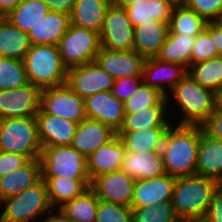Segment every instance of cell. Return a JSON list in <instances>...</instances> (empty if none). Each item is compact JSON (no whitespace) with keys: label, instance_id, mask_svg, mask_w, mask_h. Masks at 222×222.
I'll use <instances>...</instances> for the list:
<instances>
[{"label":"cell","instance_id":"6da1fadb","mask_svg":"<svg viewBox=\"0 0 222 222\" xmlns=\"http://www.w3.org/2000/svg\"><path fill=\"white\" fill-rule=\"evenodd\" d=\"M173 124L167 128L161 147L165 172L175 178L194 175L200 125Z\"/></svg>","mask_w":222,"mask_h":222},{"label":"cell","instance_id":"7a4b0ae2","mask_svg":"<svg viewBox=\"0 0 222 222\" xmlns=\"http://www.w3.org/2000/svg\"><path fill=\"white\" fill-rule=\"evenodd\" d=\"M220 183L198 174L176 178L172 205L181 222H202Z\"/></svg>","mask_w":222,"mask_h":222},{"label":"cell","instance_id":"3957f363","mask_svg":"<svg viewBox=\"0 0 222 222\" xmlns=\"http://www.w3.org/2000/svg\"><path fill=\"white\" fill-rule=\"evenodd\" d=\"M22 61L28 82L39 90L66 83L68 69L57 45L32 44Z\"/></svg>","mask_w":222,"mask_h":222},{"label":"cell","instance_id":"277c9868","mask_svg":"<svg viewBox=\"0 0 222 222\" xmlns=\"http://www.w3.org/2000/svg\"><path fill=\"white\" fill-rule=\"evenodd\" d=\"M169 98L176 101L184 114L178 124L201 125L216 109L217 94L202 87L188 73L168 93V101Z\"/></svg>","mask_w":222,"mask_h":222},{"label":"cell","instance_id":"5b68a950","mask_svg":"<svg viewBox=\"0 0 222 222\" xmlns=\"http://www.w3.org/2000/svg\"><path fill=\"white\" fill-rule=\"evenodd\" d=\"M0 151L40 159L42 146L35 117L0 119Z\"/></svg>","mask_w":222,"mask_h":222},{"label":"cell","instance_id":"8992f818","mask_svg":"<svg viewBox=\"0 0 222 222\" xmlns=\"http://www.w3.org/2000/svg\"><path fill=\"white\" fill-rule=\"evenodd\" d=\"M0 222H34L53 208L43 179L18 195L0 201Z\"/></svg>","mask_w":222,"mask_h":222},{"label":"cell","instance_id":"52a82bcc","mask_svg":"<svg viewBox=\"0 0 222 222\" xmlns=\"http://www.w3.org/2000/svg\"><path fill=\"white\" fill-rule=\"evenodd\" d=\"M40 161L42 177L90 180L87 158L71 146L42 147Z\"/></svg>","mask_w":222,"mask_h":222},{"label":"cell","instance_id":"ba28073f","mask_svg":"<svg viewBox=\"0 0 222 222\" xmlns=\"http://www.w3.org/2000/svg\"><path fill=\"white\" fill-rule=\"evenodd\" d=\"M57 47L67 69L90 63L101 49L100 33L70 24Z\"/></svg>","mask_w":222,"mask_h":222},{"label":"cell","instance_id":"9c48e42d","mask_svg":"<svg viewBox=\"0 0 222 222\" xmlns=\"http://www.w3.org/2000/svg\"><path fill=\"white\" fill-rule=\"evenodd\" d=\"M101 48L112 51L133 50L134 26L125 8L115 1L107 8L100 31Z\"/></svg>","mask_w":222,"mask_h":222},{"label":"cell","instance_id":"30bf717a","mask_svg":"<svg viewBox=\"0 0 222 222\" xmlns=\"http://www.w3.org/2000/svg\"><path fill=\"white\" fill-rule=\"evenodd\" d=\"M39 107L46 113L81 123L86 117L84 99L66 83L40 90Z\"/></svg>","mask_w":222,"mask_h":222},{"label":"cell","instance_id":"8fae6325","mask_svg":"<svg viewBox=\"0 0 222 222\" xmlns=\"http://www.w3.org/2000/svg\"><path fill=\"white\" fill-rule=\"evenodd\" d=\"M115 79L93 61L68 68L66 84L81 98L95 93L111 91Z\"/></svg>","mask_w":222,"mask_h":222},{"label":"cell","instance_id":"7c38bea8","mask_svg":"<svg viewBox=\"0 0 222 222\" xmlns=\"http://www.w3.org/2000/svg\"><path fill=\"white\" fill-rule=\"evenodd\" d=\"M40 90L30 82L10 90H0V119L35 117L39 110Z\"/></svg>","mask_w":222,"mask_h":222},{"label":"cell","instance_id":"4fadbf2b","mask_svg":"<svg viewBox=\"0 0 222 222\" xmlns=\"http://www.w3.org/2000/svg\"><path fill=\"white\" fill-rule=\"evenodd\" d=\"M135 180L122 171L94 177L90 189L103 201L131 207Z\"/></svg>","mask_w":222,"mask_h":222},{"label":"cell","instance_id":"5bb4252c","mask_svg":"<svg viewBox=\"0 0 222 222\" xmlns=\"http://www.w3.org/2000/svg\"><path fill=\"white\" fill-rule=\"evenodd\" d=\"M145 58L134 50L112 51L101 48L95 62L114 79L142 76Z\"/></svg>","mask_w":222,"mask_h":222},{"label":"cell","instance_id":"9a60e30c","mask_svg":"<svg viewBox=\"0 0 222 222\" xmlns=\"http://www.w3.org/2000/svg\"><path fill=\"white\" fill-rule=\"evenodd\" d=\"M86 117L97 120L117 132L123 122L124 103L114 97L111 91L95 93L84 99Z\"/></svg>","mask_w":222,"mask_h":222},{"label":"cell","instance_id":"2e32d148","mask_svg":"<svg viewBox=\"0 0 222 222\" xmlns=\"http://www.w3.org/2000/svg\"><path fill=\"white\" fill-rule=\"evenodd\" d=\"M35 118L42 147L71 145L78 126L77 123L46 114L40 107Z\"/></svg>","mask_w":222,"mask_h":222},{"label":"cell","instance_id":"e0dca14e","mask_svg":"<svg viewBox=\"0 0 222 222\" xmlns=\"http://www.w3.org/2000/svg\"><path fill=\"white\" fill-rule=\"evenodd\" d=\"M176 178L165 173L157 177L136 180L131 207H146L172 201Z\"/></svg>","mask_w":222,"mask_h":222},{"label":"cell","instance_id":"ac0fdd59","mask_svg":"<svg viewBox=\"0 0 222 222\" xmlns=\"http://www.w3.org/2000/svg\"><path fill=\"white\" fill-rule=\"evenodd\" d=\"M186 74L187 69L182 65L150 57L145 58L142 77L146 85L156 88L167 97V90L171 91Z\"/></svg>","mask_w":222,"mask_h":222},{"label":"cell","instance_id":"d6986e66","mask_svg":"<svg viewBox=\"0 0 222 222\" xmlns=\"http://www.w3.org/2000/svg\"><path fill=\"white\" fill-rule=\"evenodd\" d=\"M115 136L116 132L111 127L97 120L85 118L78 124L70 146L88 158Z\"/></svg>","mask_w":222,"mask_h":222},{"label":"cell","instance_id":"ffe728a7","mask_svg":"<svg viewBox=\"0 0 222 222\" xmlns=\"http://www.w3.org/2000/svg\"><path fill=\"white\" fill-rule=\"evenodd\" d=\"M125 152V146L118 135L100 146L87 158L90 180L106 173L119 171Z\"/></svg>","mask_w":222,"mask_h":222},{"label":"cell","instance_id":"44dd1931","mask_svg":"<svg viewBox=\"0 0 222 222\" xmlns=\"http://www.w3.org/2000/svg\"><path fill=\"white\" fill-rule=\"evenodd\" d=\"M120 171L135 181L157 177L166 173L161 151L125 152Z\"/></svg>","mask_w":222,"mask_h":222},{"label":"cell","instance_id":"7402d4cb","mask_svg":"<svg viewBox=\"0 0 222 222\" xmlns=\"http://www.w3.org/2000/svg\"><path fill=\"white\" fill-rule=\"evenodd\" d=\"M196 174L222 183V140L207 135L201 125Z\"/></svg>","mask_w":222,"mask_h":222},{"label":"cell","instance_id":"603a6c76","mask_svg":"<svg viewBox=\"0 0 222 222\" xmlns=\"http://www.w3.org/2000/svg\"><path fill=\"white\" fill-rule=\"evenodd\" d=\"M169 23L152 19L134 27L133 50L144 58L156 57L165 43Z\"/></svg>","mask_w":222,"mask_h":222},{"label":"cell","instance_id":"cb8c5ba5","mask_svg":"<svg viewBox=\"0 0 222 222\" xmlns=\"http://www.w3.org/2000/svg\"><path fill=\"white\" fill-rule=\"evenodd\" d=\"M42 179L40 159H30L15 171L0 177V201L18 195Z\"/></svg>","mask_w":222,"mask_h":222},{"label":"cell","instance_id":"d4e9b609","mask_svg":"<svg viewBox=\"0 0 222 222\" xmlns=\"http://www.w3.org/2000/svg\"><path fill=\"white\" fill-rule=\"evenodd\" d=\"M167 97L158 104L142 109L138 113L125 114L122 125L117 132H137L149 128H168L172 123L167 117ZM167 114V115H166Z\"/></svg>","mask_w":222,"mask_h":222},{"label":"cell","instance_id":"484cf974","mask_svg":"<svg viewBox=\"0 0 222 222\" xmlns=\"http://www.w3.org/2000/svg\"><path fill=\"white\" fill-rule=\"evenodd\" d=\"M70 24V14L50 11L28 32L31 44L57 45Z\"/></svg>","mask_w":222,"mask_h":222},{"label":"cell","instance_id":"4316f807","mask_svg":"<svg viewBox=\"0 0 222 222\" xmlns=\"http://www.w3.org/2000/svg\"><path fill=\"white\" fill-rule=\"evenodd\" d=\"M114 0H76L70 12V23L100 33L107 8Z\"/></svg>","mask_w":222,"mask_h":222},{"label":"cell","instance_id":"83f0119b","mask_svg":"<svg viewBox=\"0 0 222 222\" xmlns=\"http://www.w3.org/2000/svg\"><path fill=\"white\" fill-rule=\"evenodd\" d=\"M31 45L27 33L18 29L7 18H0V57L22 60Z\"/></svg>","mask_w":222,"mask_h":222},{"label":"cell","instance_id":"f1b7e54d","mask_svg":"<svg viewBox=\"0 0 222 222\" xmlns=\"http://www.w3.org/2000/svg\"><path fill=\"white\" fill-rule=\"evenodd\" d=\"M195 40L196 36L175 34L169 30L165 43L156 58L164 62L182 65L188 69L191 65V54Z\"/></svg>","mask_w":222,"mask_h":222},{"label":"cell","instance_id":"f546056e","mask_svg":"<svg viewBox=\"0 0 222 222\" xmlns=\"http://www.w3.org/2000/svg\"><path fill=\"white\" fill-rule=\"evenodd\" d=\"M174 0H147L146 2L134 3V6H121L126 9L130 23L136 27L141 23L160 20L170 22Z\"/></svg>","mask_w":222,"mask_h":222},{"label":"cell","instance_id":"4dcf8cb0","mask_svg":"<svg viewBox=\"0 0 222 222\" xmlns=\"http://www.w3.org/2000/svg\"><path fill=\"white\" fill-rule=\"evenodd\" d=\"M47 186L48 198L53 208L82 195L90 188L91 180H71L66 177H42Z\"/></svg>","mask_w":222,"mask_h":222},{"label":"cell","instance_id":"1f68e13d","mask_svg":"<svg viewBox=\"0 0 222 222\" xmlns=\"http://www.w3.org/2000/svg\"><path fill=\"white\" fill-rule=\"evenodd\" d=\"M167 128H149L137 132H116L122 140L126 152L142 153L161 151Z\"/></svg>","mask_w":222,"mask_h":222},{"label":"cell","instance_id":"d6a6232c","mask_svg":"<svg viewBox=\"0 0 222 222\" xmlns=\"http://www.w3.org/2000/svg\"><path fill=\"white\" fill-rule=\"evenodd\" d=\"M49 12L50 9L43 0H22L6 18L28 34L30 29Z\"/></svg>","mask_w":222,"mask_h":222},{"label":"cell","instance_id":"836d02e7","mask_svg":"<svg viewBox=\"0 0 222 222\" xmlns=\"http://www.w3.org/2000/svg\"><path fill=\"white\" fill-rule=\"evenodd\" d=\"M207 21L188 8L184 3H176L169 22V30L175 34L197 36L206 27Z\"/></svg>","mask_w":222,"mask_h":222},{"label":"cell","instance_id":"e575fe53","mask_svg":"<svg viewBox=\"0 0 222 222\" xmlns=\"http://www.w3.org/2000/svg\"><path fill=\"white\" fill-rule=\"evenodd\" d=\"M99 198L89 188L82 195L59 207L74 222H95Z\"/></svg>","mask_w":222,"mask_h":222},{"label":"cell","instance_id":"d590c367","mask_svg":"<svg viewBox=\"0 0 222 222\" xmlns=\"http://www.w3.org/2000/svg\"><path fill=\"white\" fill-rule=\"evenodd\" d=\"M187 73L202 87L216 94L222 90V56L190 65Z\"/></svg>","mask_w":222,"mask_h":222},{"label":"cell","instance_id":"8d00e7d4","mask_svg":"<svg viewBox=\"0 0 222 222\" xmlns=\"http://www.w3.org/2000/svg\"><path fill=\"white\" fill-rule=\"evenodd\" d=\"M131 208L132 222H181L175 214L172 201Z\"/></svg>","mask_w":222,"mask_h":222},{"label":"cell","instance_id":"74e56055","mask_svg":"<svg viewBox=\"0 0 222 222\" xmlns=\"http://www.w3.org/2000/svg\"><path fill=\"white\" fill-rule=\"evenodd\" d=\"M28 83L22 60L0 57V90H10Z\"/></svg>","mask_w":222,"mask_h":222},{"label":"cell","instance_id":"f35d334b","mask_svg":"<svg viewBox=\"0 0 222 222\" xmlns=\"http://www.w3.org/2000/svg\"><path fill=\"white\" fill-rule=\"evenodd\" d=\"M164 97L162 92L143 82L137 92L124 103V113H138L142 109L158 104Z\"/></svg>","mask_w":222,"mask_h":222},{"label":"cell","instance_id":"ab89813d","mask_svg":"<svg viewBox=\"0 0 222 222\" xmlns=\"http://www.w3.org/2000/svg\"><path fill=\"white\" fill-rule=\"evenodd\" d=\"M95 222H132V208L99 199Z\"/></svg>","mask_w":222,"mask_h":222},{"label":"cell","instance_id":"60d3db41","mask_svg":"<svg viewBox=\"0 0 222 222\" xmlns=\"http://www.w3.org/2000/svg\"><path fill=\"white\" fill-rule=\"evenodd\" d=\"M218 57L217 47L211 35L204 29L196 36L191 54V65Z\"/></svg>","mask_w":222,"mask_h":222},{"label":"cell","instance_id":"b9f144b4","mask_svg":"<svg viewBox=\"0 0 222 222\" xmlns=\"http://www.w3.org/2000/svg\"><path fill=\"white\" fill-rule=\"evenodd\" d=\"M182 3L207 22H214L222 12V0H184Z\"/></svg>","mask_w":222,"mask_h":222},{"label":"cell","instance_id":"7bdbcfd3","mask_svg":"<svg viewBox=\"0 0 222 222\" xmlns=\"http://www.w3.org/2000/svg\"><path fill=\"white\" fill-rule=\"evenodd\" d=\"M142 83V76L118 78L115 79L111 93L118 100L125 103L132 95L137 92L139 86Z\"/></svg>","mask_w":222,"mask_h":222},{"label":"cell","instance_id":"ee69618b","mask_svg":"<svg viewBox=\"0 0 222 222\" xmlns=\"http://www.w3.org/2000/svg\"><path fill=\"white\" fill-rule=\"evenodd\" d=\"M30 159L18 153L0 151V177L25 165Z\"/></svg>","mask_w":222,"mask_h":222},{"label":"cell","instance_id":"f6af8a7d","mask_svg":"<svg viewBox=\"0 0 222 222\" xmlns=\"http://www.w3.org/2000/svg\"><path fill=\"white\" fill-rule=\"evenodd\" d=\"M202 130L218 140H222V111L217 108L214 112L201 124Z\"/></svg>","mask_w":222,"mask_h":222},{"label":"cell","instance_id":"bcb514c9","mask_svg":"<svg viewBox=\"0 0 222 222\" xmlns=\"http://www.w3.org/2000/svg\"><path fill=\"white\" fill-rule=\"evenodd\" d=\"M202 222H222V189L214 194Z\"/></svg>","mask_w":222,"mask_h":222},{"label":"cell","instance_id":"7dc6e473","mask_svg":"<svg viewBox=\"0 0 222 222\" xmlns=\"http://www.w3.org/2000/svg\"><path fill=\"white\" fill-rule=\"evenodd\" d=\"M205 30L211 35L217 47L218 56H222V28L215 22H207Z\"/></svg>","mask_w":222,"mask_h":222},{"label":"cell","instance_id":"c3c4849f","mask_svg":"<svg viewBox=\"0 0 222 222\" xmlns=\"http://www.w3.org/2000/svg\"><path fill=\"white\" fill-rule=\"evenodd\" d=\"M50 11H60L70 14L76 0H43Z\"/></svg>","mask_w":222,"mask_h":222},{"label":"cell","instance_id":"681fc988","mask_svg":"<svg viewBox=\"0 0 222 222\" xmlns=\"http://www.w3.org/2000/svg\"><path fill=\"white\" fill-rule=\"evenodd\" d=\"M55 210H56V213L52 212ZM47 214L48 215H45L46 218L44 216L43 218L44 220L40 222H74L69 217H67L60 208H53V210L51 209V211H49Z\"/></svg>","mask_w":222,"mask_h":222},{"label":"cell","instance_id":"f907efd6","mask_svg":"<svg viewBox=\"0 0 222 222\" xmlns=\"http://www.w3.org/2000/svg\"><path fill=\"white\" fill-rule=\"evenodd\" d=\"M22 0H0V18H6Z\"/></svg>","mask_w":222,"mask_h":222},{"label":"cell","instance_id":"816d5d0a","mask_svg":"<svg viewBox=\"0 0 222 222\" xmlns=\"http://www.w3.org/2000/svg\"><path fill=\"white\" fill-rule=\"evenodd\" d=\"M120 6H134V3L146 2L147 0H114Z\"/></svg>","mask_w":222,"mask_h":222},{"label":"cell","instance_id":"f5cc1de1","mask_svg":"<svg viewBox=\"0 0 222 222\" xmlns=\"http://www.w3.org/2000/svg\"><path fill=\"white\" fill-rule=\"evenodd\" d=\"M216 108L222 111V90L217 93Z\"/></svg>","mask_w":222,"mask_h":222},{"label":"cell","instance_id":"db71d44e","mask_svg":"<svg viewBox=\"0 0 222 222\" xmlns=\"http://www.w3.org/2000/svg\"><path fill=\"white\" fill-rule=\"evenodd\" d=\"M214 22L222 28V12L219 14L218 18Z\"/></svg>","mask_w":222,"mask_h":222},{"label":"cell","instance_id":"11a10c76","mask_svg":"<svg viewBox=\"0 0 222 222\" xmlns=\"http://www.w3.org/2000/svg\"><path fill=\"white\" fill-rule=\"evenodd\" d=\"M176 3L183 2L184 0H174Z\"/></svg>","mask_w":222,"mask_h":222}]
</instances>
